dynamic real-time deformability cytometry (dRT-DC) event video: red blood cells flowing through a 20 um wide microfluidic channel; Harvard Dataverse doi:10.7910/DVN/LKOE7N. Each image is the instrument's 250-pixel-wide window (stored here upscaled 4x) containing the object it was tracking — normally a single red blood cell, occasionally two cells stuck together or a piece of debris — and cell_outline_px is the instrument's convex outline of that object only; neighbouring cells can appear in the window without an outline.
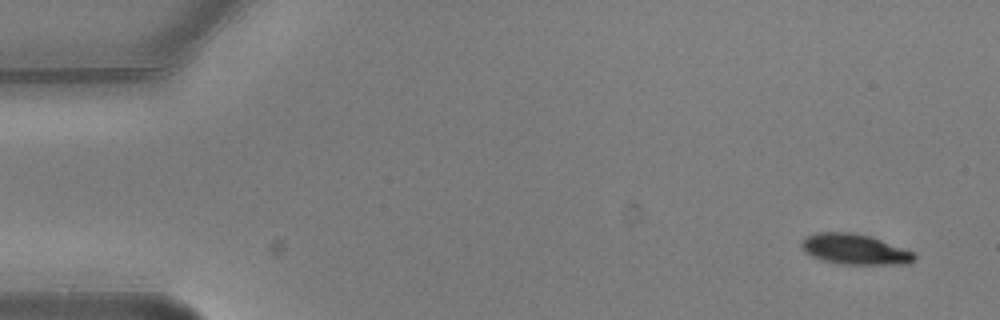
{"species": "common noctule bat (a hibernating species)", "species_latin": "Nyctalus noctula", "temperature_condition": "warm", "stored_images_in_passage": 9, "camera_frame_rate_fps": 3000, "um_per_image_px": 0.085, "animal": {"sex": "male", "body_mass_g": 20.5, "forearm_length_mm": 52.5}, "frame": {"image": 1, "passage_image": 1, "time_ms": 0.0, "image_size_px": [1000, 320], "cell_outline_px": [[916, 260], [908, 264], [840, 264], [820, 260], [804, 252], [800, 244], [804, 236], [816, 232], [856, 232], [872, 236], [916, 252]], "centroid_in_image_um": [72.67, 21.18], "position_along_channel_um": 12.3, "area_um2": 20.58}}
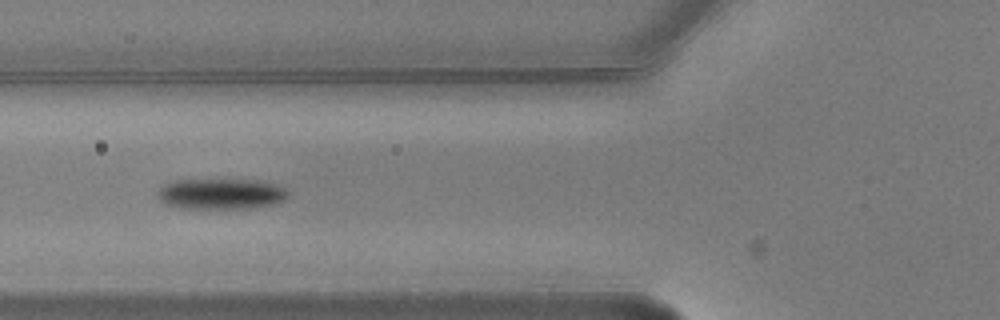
{"frame": {"image": 2, "passage_image": 5, "time_ms": 1.333, "image_size_px": [1000, 320], "cell_outline_px": [[292, 192], [284, 200], [276, 204], [252, 208], [176, 208], [160, 200], [160, 188], [164, 184], [172, 180], [256, 180], [276, 184]], "centroid_in_image_um": [18.85, 16.48], "position_along_channel_um": 106.9, "area_um2": 23.35}}
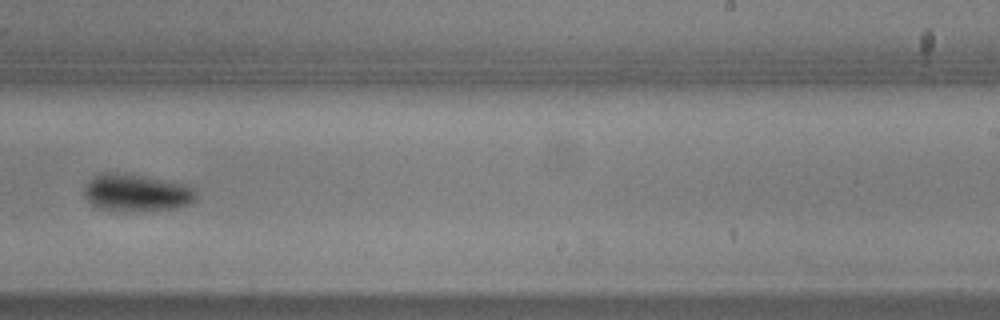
{"frame": {"image": 3, "passage_image": 9, "time_ms": 2.667, "image_size_px": [1000, 320], "cell_outline_px": [[196, 200], [188, 204], [176, 208], [100, 208], [92, 204], [84, 196], [84, 188], [88, 180], [92, 176], [100, 172], [132, 172], [188, 184], [196, 188]], "centroid_in_image_um": [11.63, 16.27], "position_along_channel_um": 277.4, "area_um2": 24.16}}